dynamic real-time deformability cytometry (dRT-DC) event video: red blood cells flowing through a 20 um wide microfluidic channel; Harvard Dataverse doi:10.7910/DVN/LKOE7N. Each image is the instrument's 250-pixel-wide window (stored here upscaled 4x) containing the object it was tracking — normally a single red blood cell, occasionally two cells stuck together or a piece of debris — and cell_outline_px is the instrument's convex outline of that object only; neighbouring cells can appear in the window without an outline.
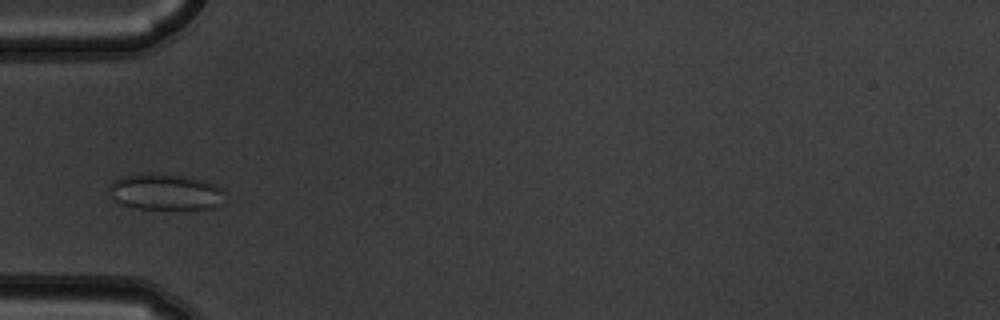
{"species": "common noctule bat (a hibernating species)", "species_latin": "Nyctalus noctula", "temperature_condition": "warm", "stored_images_in_passage": 7, "camera_frame_rate_fps": 3000, "um_per_image_px": 0.085, "animal": {"sex": "male", "body_mass_g": 19.5, "forearm_length_mm": 54.6}, "frame": {"image": 1, "passage_image": 4, "time_ms": 1.0, "image_size_px": [1000, 320], "cell_outline_px": [[224, 188], [220, 204], [216, 208], [136, 208], [120, 204], [112, 196], [108, 188], [108, 184], [112, 180], [120, 176], [144, 172], [160, 172], [188, 176], [208, 180]], "centroid_in_image_um": [14.04, 16.26], "position_along_channel_um": 71.0, "area_um2": 24.97}}
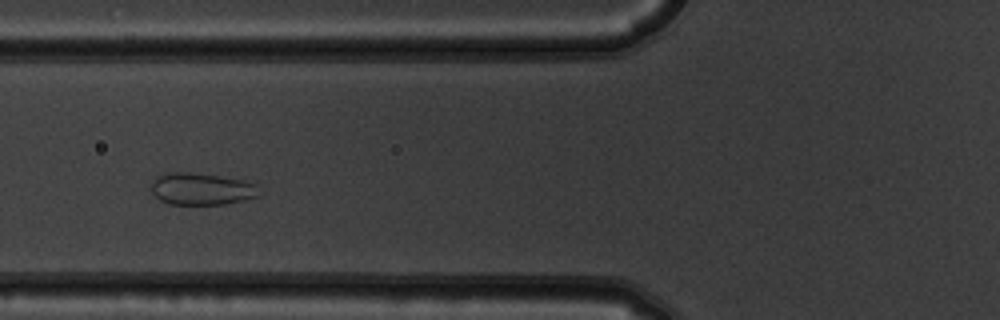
{"frame": {"image": 2, "passage_image": 5, "time_ms": 1.333, "image_size_px": [1000, 320], "cell_outline_px": [[260, 196], [244, 200], [224, 204], [168, 204], [160, 200], [152, 192], [152, 180], [156, 176], [164, 172], [188, 172], [220, 176], [244, 180], [256, 184]], "centroid_in_image_um": [17.11, 16.05], "position_along_channel_um": 108.7, "area_um2": 20.23}}